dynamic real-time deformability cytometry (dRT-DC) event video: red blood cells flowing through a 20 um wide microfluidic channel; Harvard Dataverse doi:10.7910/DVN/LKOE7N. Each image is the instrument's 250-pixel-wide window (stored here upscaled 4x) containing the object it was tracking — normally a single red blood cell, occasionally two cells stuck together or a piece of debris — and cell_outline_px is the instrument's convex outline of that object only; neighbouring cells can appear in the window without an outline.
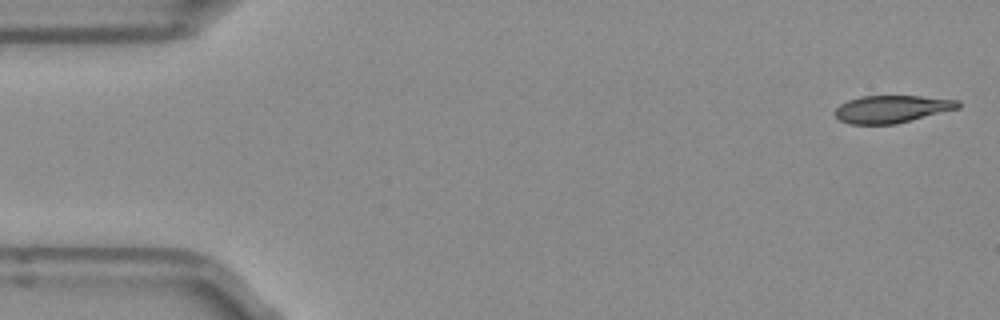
{"species": "Egyptian fruit bat (a non-hibernating species)", "species_latin": "Rousettus aegyptiacus", "temperature_condition": "room temperature", "stored_images_in_passage": 50, "camera_frame_rate_fps": 3000, "um_per_image_px": 0.085, "frame": {"image": 1, "passage_image": 1, "time_ms": 0.0, "image_size_px": [1000, 320], "cell_outline_px": [[960, 108], [896, 124], [852, 124], [840, 120], [832, 112], [840, 104], [848, 100], [860, 96], [920, 96], [960, 100]], "centroid_in_image_um": [75.81, 9.26], "position_along_channel_um": 9.2, "area_um2": 19.77}}
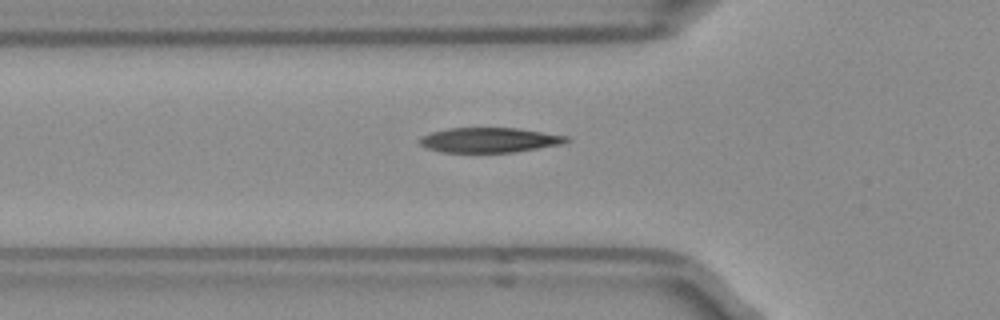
{"frame": {"image": 2, "passage_image": 16, "time_ms": 5.0, "image_size_px": [1000, 320], "cell_outline_px": [[572, 140], [564, 144], [516, 152], [440, 152], [428, 148], [420, 144], [420, 136], [432, 132], [448, 128], [516, 128], [568, 136]], "centroid_in_image_um": [41.64, 11.9], "position_along_channel_um": 84.2, "area_um2": 21.33}}
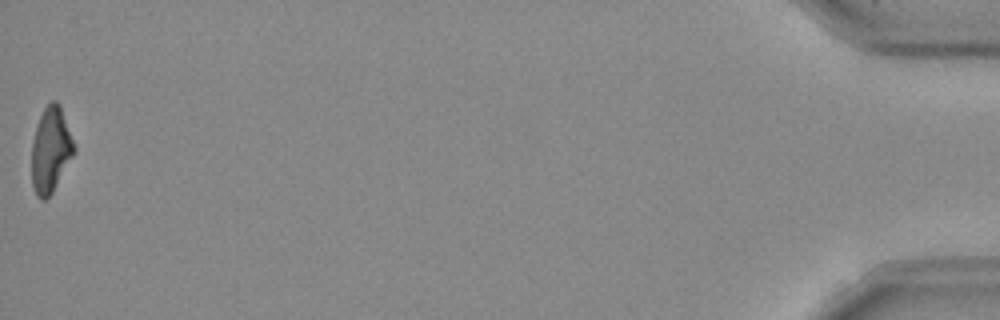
{"frame": {"image": 3, "passage_image": 50, "time_ms": 16.333, "image_size_px": [1000, 320], "cell_outline_px": [[76, 152], [52, 192], [44, 200], [40, 200], [36, 196], [32, 184], [32, 140], [40, 116], [44, 108], [52, 100], [56, 100], [60, 104], [76, 148]], "centroid_in_image_um": [4.32, 12.74], "position_along_channel_um": 430.9, "area_um2": 21.1}, "authors_computed_cell_mechanics": {"area_um2": 21.7617, "velocity_mm_per_s": 3.9691, "shape_relaxation_time_tau1_ms": 4.0902, "shape_relaxation_time_tau2_ms": 1.9065, "deformation_change_tau1": 0.1713, "deformation_change_tau2": 0.0955}}